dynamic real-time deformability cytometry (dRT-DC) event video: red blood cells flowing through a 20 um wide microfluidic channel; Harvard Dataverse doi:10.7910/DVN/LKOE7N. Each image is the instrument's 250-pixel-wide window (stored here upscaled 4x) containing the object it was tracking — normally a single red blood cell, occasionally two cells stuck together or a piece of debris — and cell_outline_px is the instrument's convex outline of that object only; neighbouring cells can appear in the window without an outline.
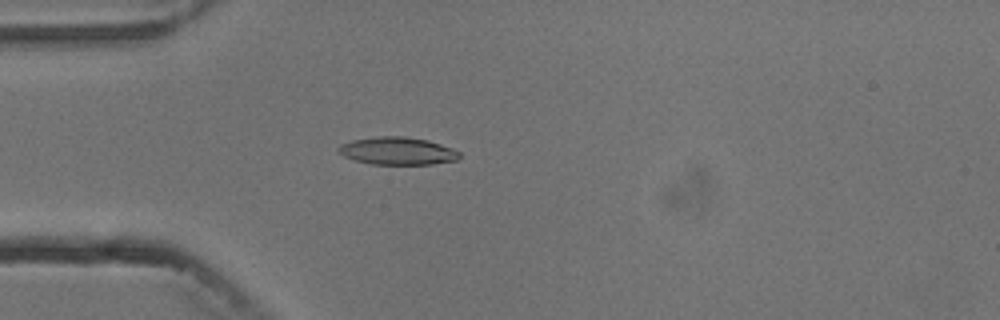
{"species": "common noctule bat (a hibernating species)", "species_latin": "Nyctalus noctula", "temperature_condition": "cold", "stored_images_in_passage": 4, "camera_frame_rate_fps": 3000, "um_per_image_px": 0.085, "animal": {"sex": "male", "body_mass_g": 13.3}, "frame": {"image": 1, "passage_image": 4, "time_ms": 3.333, "image_size_px": [1000, 320], "cell_outline_px": [[460, 156], [456, 160], [432, 164], [372, 164], [356, 160], [344, 156], [336, 148], [340, 144], [352, 140], [380, 136], [404, 136], [428, 140], [452, 148], [460, 152]], "centroid_in_image_um": [33.79, 12.82], "position_along_channel_um": 51.2, "area_um2": 19.36}}